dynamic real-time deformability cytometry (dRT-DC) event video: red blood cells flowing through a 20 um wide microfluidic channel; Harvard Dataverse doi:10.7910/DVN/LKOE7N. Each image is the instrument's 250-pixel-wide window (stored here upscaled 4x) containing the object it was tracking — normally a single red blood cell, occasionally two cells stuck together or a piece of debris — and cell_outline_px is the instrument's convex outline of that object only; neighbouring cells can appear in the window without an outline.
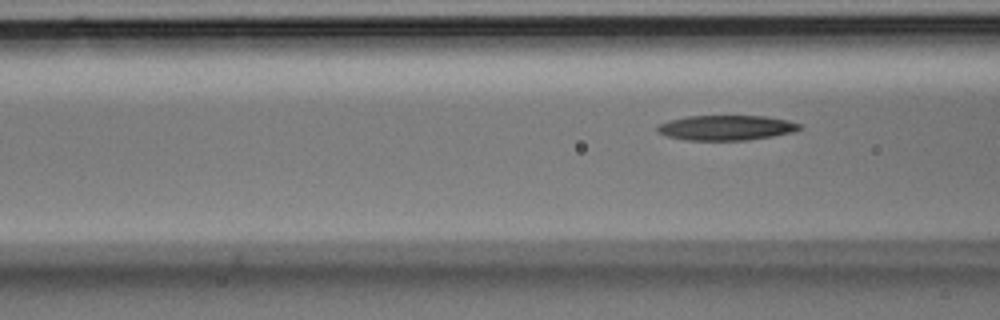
{"species": "Egyptian fruit bat (a non-hibernating species)", "species_latin": "Rousettus aegyptiacus", "temperature_condition": "room temperature", "stored_images_in_passage": 7, "segment_of_instrument_passage": [2, 2], "camera_frame_rate_fps": 3000, "um_per_image_px": 0.085, "animal": {"sex": "male"}, "frame": {"image": 1, "passage_image": 7, "time_ms": 2.0, "image_size_px": [1000, 320], "cell_outline_px": [[804, 128], [796, 132], [748, 140], [684, 140], [668, 136], [660, 132], [656, 128], [660, 124], [668, 120], [688, 116], [764, 116], [788, 120], [800, 124]], "centroid_in_image_um": [61.78, 10.86], "position_along_channel_um": 104.8, "area_um2": 20.75}}